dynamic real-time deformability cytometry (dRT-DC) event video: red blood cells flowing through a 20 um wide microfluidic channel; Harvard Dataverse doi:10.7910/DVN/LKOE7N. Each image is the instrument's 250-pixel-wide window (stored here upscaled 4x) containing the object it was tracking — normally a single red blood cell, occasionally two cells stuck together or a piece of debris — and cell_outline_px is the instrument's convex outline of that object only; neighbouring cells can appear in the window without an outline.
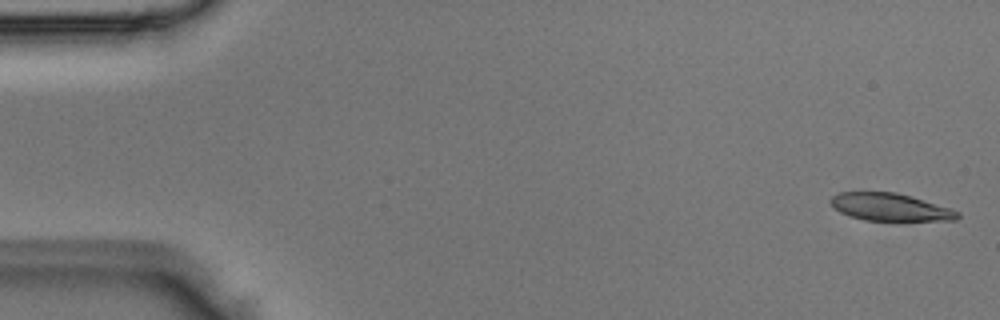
{"species": "Egyptian fruit bat (a non-hibernating species)", "species_latin": "Rousettus aegyptiacus", "temperature_condition": "room temperature", "stored_images_in_passage": 50, "camera_frame_rate_fps": 3000, "um_per_image_px": 0.085, "animal": {"sex": "male"}, "frame": {"image": 1, "passage_image": 2, "time_ms": 0.333, "image_size_px": [1000, 320], "cell_outline_px": [[960, 216], [956, 220], [864, 220], [848, 216], [840, 212], [828, 200], [832, 196], [840, 192], [896, 192], [948, 208], [960, 212]], "centroid_in_image_um": [75.61, 17.6], "position_along_channel_um": 9.4, "area_um2": 20.0}}
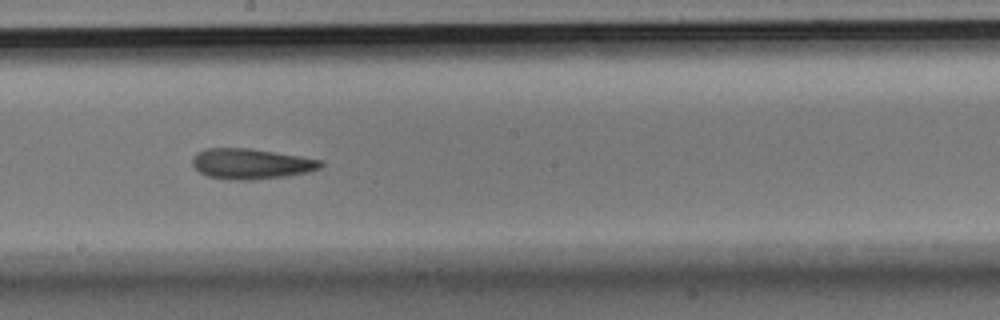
{"frame": {"image": 2, "passage_image": 28, "time_ms": 9.0, "image_size_px": [1000, 320], "cell_outline_px": [[324, 164], [320, 168], [308, 172], [284, 176], [252, 180], [228, 180], [208, 176], [200, 172], [192, 164], [192, 156], [196, 152], [208, 148], [248, 148], [300, 156], [320, 160]], "centroid_in_image_um": [21.31, 13.92], "position_along_channel_um": 226.9, "area_um2": 22.72}}
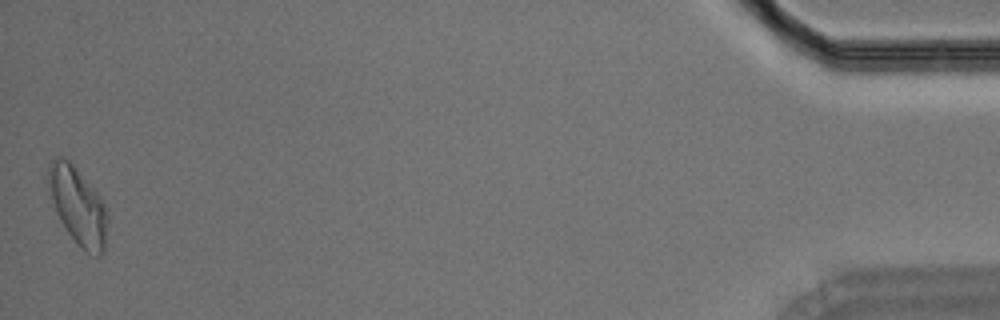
{"frame": {"image": 3, "passage_image": 50, "time_ms": 16.333, "image_size_px": [1000, 320], "cell_outline_px": [[108, 220], [104, 252], [100, 256], [96, 256], [84, 252], [76, 244], [60, 220], [56, 212], [52, 200], [48, 172], [48, 168], [52, 160], [56, 156], [60, 156], [68, 160], [72, 164], [100, 196], [108, 212]], "centroid_in_image_um": [6.66, 17.57], "position_along_channel_um": 428.5, "area_um2": 26.47}}